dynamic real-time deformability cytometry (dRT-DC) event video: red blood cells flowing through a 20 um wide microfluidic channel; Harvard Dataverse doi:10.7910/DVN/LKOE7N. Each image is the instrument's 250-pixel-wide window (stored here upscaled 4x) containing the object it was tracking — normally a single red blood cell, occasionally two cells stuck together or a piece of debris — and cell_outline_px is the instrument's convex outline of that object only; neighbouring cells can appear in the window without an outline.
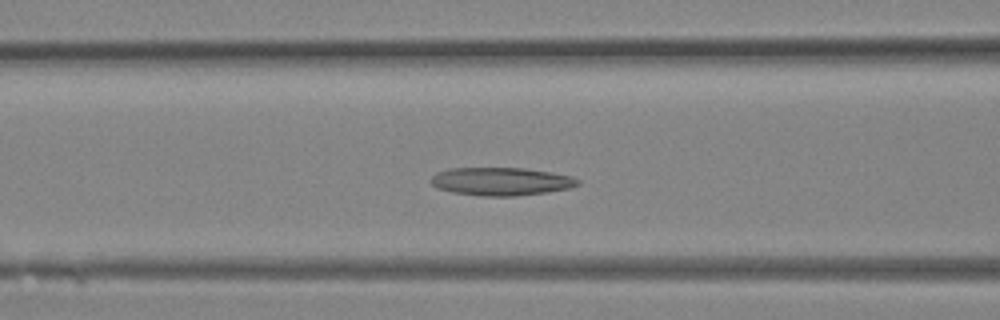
{"species": "Egyptian fruit bat (a non-hibernating species)", "species_latin": "Rousettus aegyptiacus", "temperature_condition": "room temperature", "stored_images_in_passage": 22, "camera_frame_rate_fps": 3000, "um_per_image_px": 0.085, "animal": {"sex": "female"}, "frame": {"image": 1, "passage_image": 7, "time_ms": 2.0, "image_size_px": [1000, 320], "cell_outline_px": [[580, 184], [568, 188], [548, 192], [516, 196], [480, 196], [452, 192], [436, 188], [432, 184], [432, 176], [436, 172], [448, 168], [524, 168], [552, 172], [572, 176], [580, 180]], "centroid_in_image_um": [42.59, 15.42], "position_along_channel_um": 124.0, "area_um2": 24.16}}
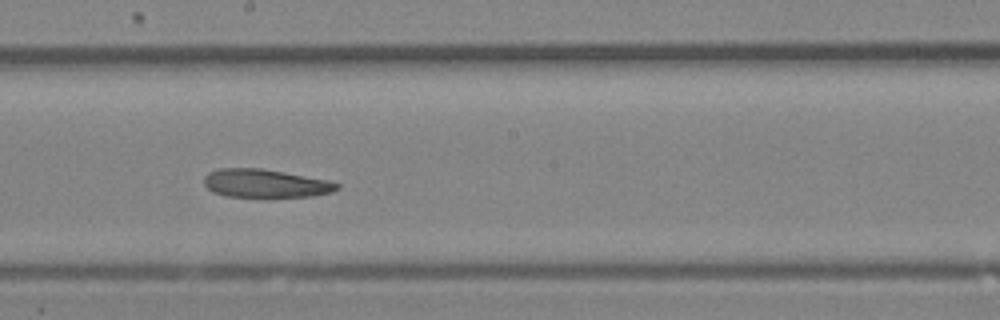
{"frame": {"image": 2, "passage_image": 12, "time_ms": 3.667, "image_size_px": [1000, 320], "cell_outline_px": [[340, 188], [332, 192], [312, 196], [228, 196], [212, 192], [204, 184], [204, 176], [208, 172], [220, 168], [260, 168], [284, 172], [328, 180], [340, 184]], "centroid_in_image_um": [22.55, 15.57], "position_along_channel_um": 225.7, "area_um2": 21.73}}
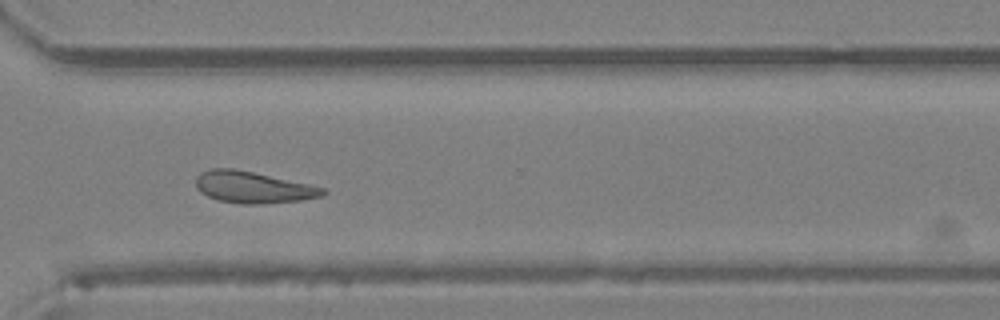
{"frame": {"image": 3, "passage_image": 18, "time_ms": 5.667, "image_size_px": [1000, 320], "cell_outline_px": [[328, 192], [320, 196], [300, 200], [260, 204], [240, 204], [220, 200], [208, 196], [200, 192], [196, 188], [196, 176], [200, 172], [212, 168], [232, 168], [252, 172], [308, 184], [324, 188]], "centroid_in_image_um": [21.46, 15.92], "position_along_channel_um": 349.1, "area_um2": 23.12}}